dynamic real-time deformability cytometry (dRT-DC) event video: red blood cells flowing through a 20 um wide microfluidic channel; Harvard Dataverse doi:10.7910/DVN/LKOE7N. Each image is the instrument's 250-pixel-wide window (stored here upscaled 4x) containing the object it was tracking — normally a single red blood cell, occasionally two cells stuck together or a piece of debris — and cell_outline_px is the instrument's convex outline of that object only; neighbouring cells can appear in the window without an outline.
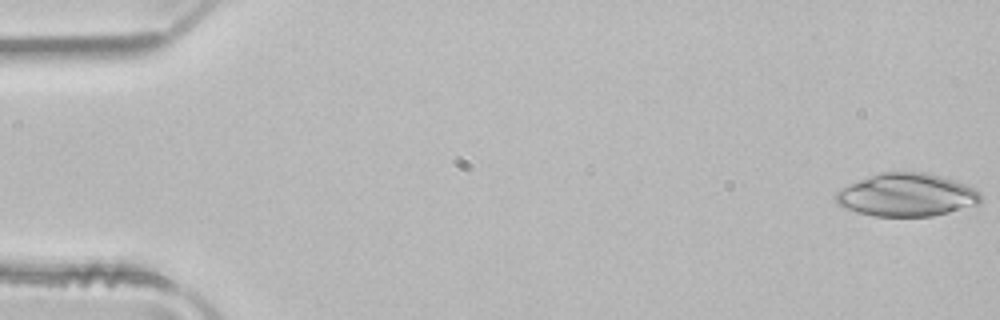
{"species": "common noctule bat (a hibernating species)", "species_latin": "Nyctalus noctula", "temperature_condition": "room temperature", "stored_images_in_passage": 50, "camera_frame_rate_fps": 3000, "um_per_image_px": 0.085, "animal": {"sex": "male", "body_mass_g": 21.5, "forearm_length_mm": 52.0}, "frame": {"image": 1, "passage_image": 1, "time_ms": 0.0, "image_size_px": [1000, 320], "cell_outline_px": [[984, 200], [980, 204], [932, 216], [872, 216], [856, 212], [844, 208], [836, 204], [836, 192], [840, 188], [868, 176], [880, 172], [924, 172], [940, 176], [976, 188], [984, 196]], "centroid_in_image_um": [77.08, 16.58], "position_along_channel_um": 7.9, "area_um2": 36.53}}
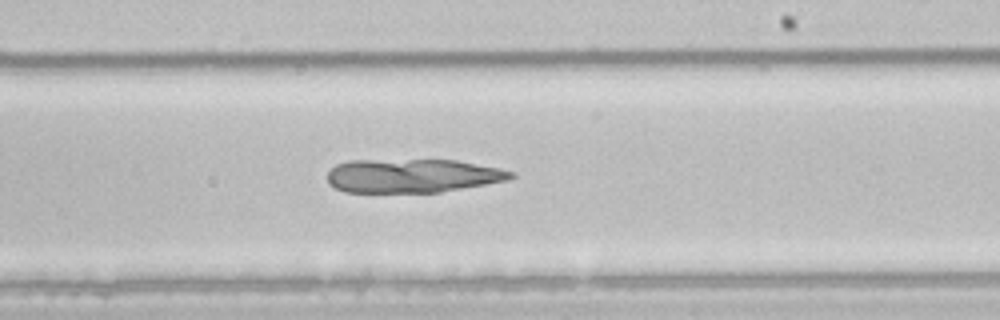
{"frame": {"image": 2, "passage_image": 30, "time_ms": 9.667, "image_size_px": [1000, 320], "cell_outline_px": [[516, 176], [508, 180], [440, 192], [344, 192], [328, 184], [328, 172], [336, 164], [348, 160], [456, 160], [500, 168], [512, 172]], "centroid_in_image_um": [35.04, 14.93], "position_along_channel_um": 254.0, "area_um2": 36.07}}
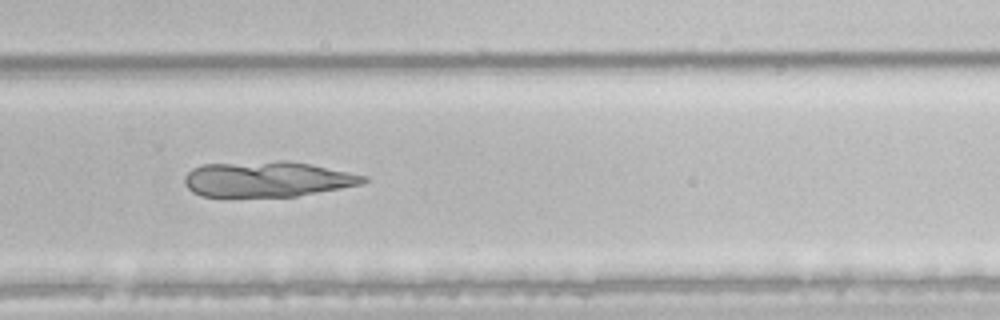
{"frame": {"image": 3, "passage_image": 34, "time_ms": 11.0, "image_size_px": [1000, 320], "cell_outline_px": [[368, 180], [360, 184], [340, 188], [296, 196], [200, 196], [192, 192], [184, 184], [184, 176], [192, 168], [200, 164], [280, 160], [288, 160], [368, 176]], "centroid_in_image_um": [22.66, 15.21], "position_along_channel_um": 307.1, "area_um2": 36.93}}